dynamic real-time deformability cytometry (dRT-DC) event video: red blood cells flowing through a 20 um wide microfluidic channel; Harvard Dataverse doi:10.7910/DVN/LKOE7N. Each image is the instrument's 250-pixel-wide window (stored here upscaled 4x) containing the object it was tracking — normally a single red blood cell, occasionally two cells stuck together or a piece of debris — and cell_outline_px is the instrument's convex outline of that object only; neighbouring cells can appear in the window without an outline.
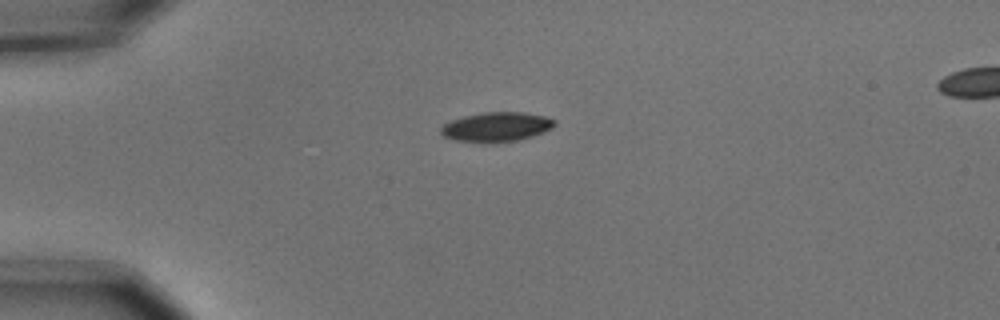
{"species": "common noctule bat (a hibernating species)", "species_latin": "Nyctalus noctula", "temperature_condition": "cold", "stored_images_in_passage": 3, "camera_frame_rate_fps": 3000, "um_per_image_px": 0.085, "animal": {"sex": "male", "body_mass_g": 15.6}, "frame": {"image": 1, "passage_image": 3, "time_ms": 0.667, "image_size_px": [1000, 320], "cell_outline_px": [[556, 124], [552, 128], [544, 132], [532, 136], [516, 140], [492, 144], [488, 144], [456, 140], [444, 136], [440, 132], [440, 128], [444, 124], [452, 120], [464, 116], [480, 112], [524, 112], [544, 116], [556, 120]], "centroid_in_image_um": [42.2, 10.79], "position_along_channel_um": 42.8, "area_um2": 19.77}}